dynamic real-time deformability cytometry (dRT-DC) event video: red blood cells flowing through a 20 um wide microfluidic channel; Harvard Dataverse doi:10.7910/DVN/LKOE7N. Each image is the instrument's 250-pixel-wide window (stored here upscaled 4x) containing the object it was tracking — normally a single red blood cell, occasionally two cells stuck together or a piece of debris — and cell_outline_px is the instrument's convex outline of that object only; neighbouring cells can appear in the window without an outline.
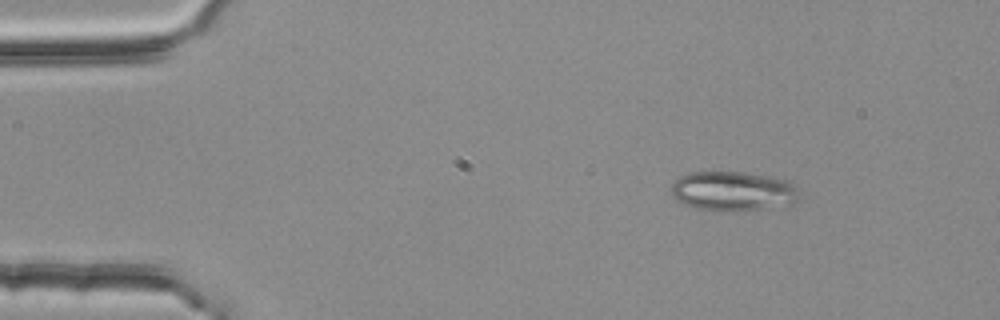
{"species": "common noctule bat (a hibernating species)", "species_latin": "Nyctalus noctula", "temperature_condition": "room temperature", "stored_images_in_passage": 2, "camera_frame_rate_fps": 3000, "um_per_image_px": 0.085, "animal": {"sex": "female", "body_mass_g": 25.1}, "frame": {"image": 1, "passage_image": 1, "time_ms": 0.0, "image_size_px": [1000, 320], "cell_outline_px": [[800, 196], [792, 208], [724, 212], [692, 208], [676, 200], [672, 196], [672, 184], [680, 176], [688, 172], [744, 172], [768, 176], [788, 180], [796, 188]], "centroid_in_image_um": [62.38, 16.29], "position_along_channel_um": 22.6, "area_um2": 30.58}}